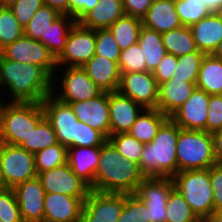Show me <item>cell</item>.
<instances>
[{
	"label": "cell",
	"mask_w": 222,
	"mask_h": 222,
	"mask_svg": "<svg viewBox=\"0 0 222 222\" xmlns=\"http://www.w3.org/2000/svg\"><path fill=\"white\" fill-rule=\"evenodd\" d=\"M189 28L198 50L212 54L222 40V12H213Z\"/></svg>",
	"instance_id": "22"
},
{
	"label": "cell",
	"mask_w": 222,
	"mask_h": 222,
	"mask_svg": "<svg viewBox=\"0 0 222 222\" xmlns=\"http://www.w3.org/2000/svg\"><path fill=\"white\" fill-rule=\"evenodd\" d=\"M44 5L56 9L60 14L69 15V0H43Z\"/></svg>",
	"instance_id": "53"
},
{
	"label": "cell",
	"mask_w": 222,
	"mask_h": 222,
	"mask_svg": "<svg viewBox=\"0 0 222 222\" xmlns=\"http://www.w3.org/2000/svg\"><path fill=\"white\" fill-rule=\"evenodd\" d=\"M59 143L57 135L51 123L44 118L35 129H32L27 139H24L19 147L35 154L42 149Z\"/></svg>",
	"instance_id": "34"
},
{
	"label": "cell",
	"mask_w": 222,
	"mask_h": 222,
	"mask_svg": "<svg viewBox=\"0 0 222 222\" xmlns=\"http://www.w3.org/2000/svg\"><path fill=\"white\" fill-rule=\"evenodd\" d=\"M210 95L196 88L170 118L182 129L206 131Z\"/></svg>",
	"instance_id": "18"
},
{
	"label": "cell",
	"mask_w": 222,
	"mask_h": 222,
	"mask_svg": "<svg viewBox=\"0 0 222 222\" xmlns=\"http://www.w3.org/2000/svg\"><path fill=\"white\" fill-rule=\"evenodd\" d=\"M137 43L145 54L146 71L153 72L167 54L161 34L143 26Z\"/></svg>",
	"instance_id": "29"
},
{
	"label": "cell",
	"mask_w": 222,
	"mask_h": 222,
	"mask_svg": "<svg viewBox=\"0 0 222 222\" xmlns=\"http://www.w3.org/2000/svg\"><path fill=\"white\" fill-rule=\"evenodd\" d=\"M209 177L213 191L214 210L222 209V163L209 168Z\"/></svg>",
	"instance_id": "49"
},
{
	"label": "cell",
	"mask_w": 222,
	"mask_h": 222,
	"mask_svg": "<svg viewBox=\"0 0 222 222\" xmlns=\"http://www.w3.org/2000/svg\"><path fill=\"white\" fill-rule=\"evenodd\" d=\"M99 157L100 147H68L67 163L73 173L90 187L95 182Z\"/></svg>",
	"instance_id": "25"
},
{
	"label": "cell",
	"mask_w": 222,
	"mask_h": 222,
	"mask_svg": "<svg viewBox=\"0 0 222 222\" xmlns=\"http://www.w3.org/2000/svg\"><path fill=\"white\" fill-rule=\"evenodd\" d=\"M43 5V0H19L9 8L19 24L24 28Z\"/></svg>",
	"instance_id": "46"
},
{
	"label": "cell",
	"mask_w": 222,
	"mask_h": 222,
	"mask_svg": "<svg viewBox=\"0 0 222 222\" xmlns=\"http://www.w3.org/2000/svg\"><path fill=\"white\" fill-rule=\"evenodd\" d=\"M176 157L178 172L208 169L216 164L211 133L180 128Z\"/></svg>",
	"instance_id": "5"
},
{
	"label": "cell",
	"mask_w": 222,
	"mask_h": 222,
	"mask_svg": "<svg viewBox=\"0 0 222 222\" xmlns=\"http://www.w3.org/2000/svg\"><path fill=\"white\" fill-rule=\"evenodd\" d=\"M204 56L203 52H191L177 57V67L171 79L196 83Z\"/></svg>",
	"instance_id": "36"
},
{
	"label": "cell",
	"mask_w": 222,
	"mask_h": 222,
	"mask_svg": "<svg viewBox=\"0 0 222 222\" xmlns=\"http://www.w3.org/2000/svg\"><path fill=\"white\" fill-rule=\"evenodd\" d=\"M79 121L110 137L109 92L102 91L97 97L87 101L67 103Z\"/></svg>",
	"instance_id": "16"
},
{
	"label": "cell",
	"mask_w": 222,
	"mask_h": 222,
	"mask_svg": "<svg viewBox=\"0 0 222 222\" xmlns=\"http://www.w3.org/2000/svg\"><path fill=\"white\" fill-rule=\"evenodd\" d=\"M0 188H2L1 142H0Z\"/></svg>",
	"instance_id": "58"
},
{
	"label": "cell",
	"mask_w": 222,
	"mask_h": 222,
	"mask_svg": "<svg viewBox=\"0 0 222 222\" xmlns=\"http://www.w3.org/2000/svg\"><path fill=\"white\" fill-rule=\"evenodd\" d=\"M195 89L196 83L175 79L160 84L157 109L170 117L190 98Z\"/></svg>",
	"instance_id": "24"
},
{
	"label": "cell",
	"mask_w": 222,
	"mask_h": 222,
	"mask_svg": "<svg viewBox=\"0 0 222 222\" xmlns=\"http://www.w3.org/2000/svg\"><path fill=\"white\" fill-rule=\"evenodd\" d=\"M172 181L196 216L201 221H207L214 211L209 168L177 172Z\"/></svg>",
	"instance_id": "6"
},
{
	"label": "cell",
	"mask_w": 222,
	"mask_h": 222,
	"mask_svg": "<svg viewBox=\"0 0 222 222\" xmlns=\"http://www.w3.org/2000/svg\"><path fill=\"white\" fill-rule=\"evenodd\" d=\"M24 35V28L19 24L9 7H0V50Z\"/></svg>",
	"instance_id": "38"
},
{
	"label": "cell",
	"mask_w": 222,
	"mask_h": 222,
	"mask_svg": "<svg viewBox=\"0 0 222 222\" xmlns=\"http://www.w3.org/2000/svg\"><path fill=\"white\" fill-rule=\"evenodd\" d=\"M184 196L175 188L170 192L166 205V222H200Z\"/></svg>",
	"instance_id": "35"
},
{
	"label": "cell",
	"mask_w": 222,
	"mask_h": 222,
	"mask_svg": "<svg viewBox=\"0 0 222 222\" xmlns=\"http://www.w3.org/2000/svg\"><path fill=\"white\" fill-rule=\"evenodd\" d=\"M45 118L51 123L58 142L68 147H77L78 119L69 104L52 94L41 102Z\"/></svg>",
	"instance_id": "9"
},
{
	"label": "cell",
	"mask_w": 222,
	"mask_h": 222,
	"mask_svg": "<svg viewBox=\"0 0 222 222\" xmlns=\"http://www.w3.org/2000/svg\"><path fill=\"white\" fill-rule=\"evenodd\" d=\"M37 177L40 179L45 193L87 198L91 191L90 186L73 173L68 163L39 173Z\"/></svg>",
	"instance_id": "15"
},
{
	"label": "cell",
	"mask_w": 222,
	"mask_h": 222,
	"mask_svg": "<svg viewBox=\"0 0 222 222\" xmlns=\"http://www.w3.org/2000/svg\"><path fill=\"white\" fill-rule=\"evenodd\" d=\"M178 59L175 55L167 53L160 64L152 72L154 78L156 79L158 85L169 81L177 67Z\"/></svg>",
	"instance_id": "48"
},
{
	"label": "cell",
	"mask_w": 222,
	"mask_h": 222,
	"mask_svg": "<svg viewBox=\"0 0 222 222\" xmlns=\"http://www.w3.org/2000/svg\"><path fill=\"white\" fill-rule=\"evenodd\" d=\"M142 27L143 25L141 19L124 15L113 23L108 29L112 33L114 39L119 45L120 50L122 51L138 42Z\"/></svg>",
	"instance_id": "32"
},
{
	"label": "cell",
	"mask_w": 222,
	"mask_h": 222,
	"mask_svg": "<svg viewBox=\"0 0 222 222\" xmlns=\"http://www.w3.org/2000/svg\"><path fill=\"white\" fill-rule=\"evenodd\" d=\"M161 38L166 52L176 57L191 52H201L197 48L189 26L182 25L179 28L162 33Z\"/></svg>",
	"instance_id": "31"
},
{
	"label": "cell",
	"mask_w": 222,
	"mask_h": 222,
	"mask_svg": "<svg viewBox=\"0 0 222 222\" xmlns=\"http://www.w3.org/2000/svg\"><path fill=\"white\" fill-rule=\"evenodd\" d=\"M144 108L118 91L109 92L110 135L127 133Z\"/></svg>",
	"instance_id": "20"
},
{
	"label": "cell",
	"mask_w": 222,
	"mask_h": 222,
	"mask_svg": "<svg viewBox=\"0 0 222 222\" xmlns=\"http://www.w3.org/2000/svg\"><path fill=\"white\" fill-rule=\"evenodd\" d=\"M117 91L144 109H157L159 85L150 71L121 73Z\"/></svg>",
	"instance_id": "13"
},
{
	"label": "cell",
	"mask_w": 222,
	"mask_h": 222,
	"mask_svg": "<svg viewBox=\"0 0 222 222\" xmlns=\"http://www.w3.org/2000/svg\"><path fill=\"white\" fill-rule=\"evenodd\" d=\"M77 21L67 15L61 14L46 31V47L49 52L57 59L66 46L67 37Z\"/></svg>",
	"instance_id": "30"
},
{
	"label": "cell",
	"mask_w": 222,
	"mask_h": 222,
	"mask_svg": "<svg viewBox=\"0 0 222 222\" xmlns=\"http://www.w3.org/2000/svg\"><path fill=\"white\" fill-rule=\"evenodd\" d=\"M124 15L122 0H99L78 23L88 29H107Z\"/></svg>",
	"instance_id": "26"
},
{
	"label": "cell",
	"mask_w": 222,
	"mask_h": 222,
	"mask_svg": "<svg viewBox=\"0 0 222 222\" xmlns=\"http://www.w3.org/2000/svg\"><path fill=\"white\" fill-rule=\"evenodd\" d=\"M207 8L213 12H222V0H200Z\"/></svg>",
	"instance_id": "54"
},
{
	"label": "cell",
	"mask_w": 222,
	"mask_h": 222,
	"mask_svg": "<svg viewBox=\"0 0 222 222\" xmlns=\"http://www.w3.org/2000/svg\"><path fill=\"white\" fill-rule=\"evenodd\" d=\"M169 117L158 109H144L127 132L142 143H150Z\"/></svg>",
	"instance_id": "28"
},
{
	"label": "cell",
	"mask_w": 222,
	"mask_h": 222,
	"mask_svg": "<svg viewBox=\"0 0 222 222\" xmlns=\"http://www.w3.org/2000/svg\"><path fill=\"white\" fill-rule=\"evenodd\" d=\"M96 50L95 30L82 27L78 22L71 29L66 46L56 59L57 67H82Z\"/></svg>",
	"instance_id": "11"
},
{
	"label": "cell",
	"mask_w": 222,
	"mask_h": 222,
	"mask_svg": "<svg viewBox=\"0 0 222 222\" xmlns=\"http://www.w3.org/2000/svg\"><path fill=\"white\" fill-rule=\"evenodd\" d=\"M19 0H0V7H11Z\"/></svg>",
	"instance_id": "57"
},
{
	"label": "cell",
	"mask_w": 222,
	"mask_h": 222,
	"mask_svg": "<svg viewBox=\"0 0 222 222\" xmlns=\"http://www.w3.org/2000/svg\"><path fill=\"white\" fill-rule=\"evenodd\" d=\"M213 138L214 155L217 163H222V129L211 133Z\"/></svg>",
	"instance_id": "52"
},
{
	"label": "cell",
	"mask_w": 222,
	"mask_h": 222,
	"mask_svg": "<svg viewBox=\"0 0 222 222\" xmlns=\"http://www.w3.org/2000/svg\"><path fill=\"white\" fill-rule=\"evenodd\" d=\"M207 222H222V209L214 210Z\"/></svg>",
	"instance_id": "55"
},
{
	"label": "cell",
	"mask_w": 222,
	"mask_h": 222,
	"mask_svg": "<svg viewBox=\"0 0 222 222\" xmlns=\"http://www.w3.org/2000/svg\"><path fill=\"white\" fill-rule=\"evenodd\" d=\"M107 140L102 132L78 120L77 147H101Z\"/></svg>",
	"instance_id": "45"
},
{
	"label": "cell",
	"mask_w": 222,
	"mask_h": 222,
	"mask_svg": "<svg viewBox=\"0 0 222 222\" xmlns=\"http://www.w3.org/2000/svg\"><path fill=\"white\" fill-rule=\"evenodd\" d=\"M196 88L209 95H222V59L205 54L196 82Z\"/></svg>",
	"instance_id": "27"
},
{
	"label": "cell",
	"mask_w": 222,
	"mask_h": 222,
	"mask_svg": "<svg viewBox=\"0 0 222 222\" xmlns=\"http://www.w3.org/2000/svg\"><path fill=\"white\" fill-rule=\"evenodd\" d=\"M222 129V95H210L206 132L213 133Z\"/></svg>",
	"instance_id": "47"
},
{
	"label": "cell",
	"mask_w": 222,
	"mask_h": 222,
	"mask_svg": "<svg viewBox=\"0 0 222 222\" xmlns=\"http://www.w3.org/2000/svg\"><path fill=\"white\" fill-rule=\"evenodd\" d=\"M175 8L184 26H191L212 13L200 0H175Z\"/></svg>",
	"instance_id": "39"
},
{
	"label": "cell",
	"mask_w": 222,
	"mask_h": 222,
	"mask_svg": "<svg viewBox=\"0 0 222 222\" xmlns=\"http://www.w3.org/2000/svg\"><path fill=\"white\" fill-rule=\"evenodd\" d=\"M0 88L9 90L10 102L41 103L53 92V78L40 66L0 55Z\"/></svg>",
	"instance_id": "1"
},
{
	"label": "cell",
	"mask_w": 222,
	"mask_h": 222,
	"mask_svg": "<svg viewBox=\"0 0 222 222\" xmlns=\"http://www.w3.org/2000/svg\"><path fill=\"white\" fill-rule=\"evenodd\" d=\"M82 68L101 91L116 92L118 90L121 73L116 61L94 55Z\"/></svg>",
	"instance_id": "21"
},
{
	"label": "cell",
	"mask_w": 222,
	"mask_h": 222,
	"mask_svg": "<svg viewBox=\"0 0 222 222\" xmlns=\"http://www.w3.org/2000/svg\"><path fill=\"white\" fill-rule=\"evenodd\" d=\"M23 222H44L45 190L38 177L13 188Z\"/></svg>",
	"instance_id": "17"
},
{
	"label": "cell",
	"mask_w": 222,
	"mask_h": 222,
	"mask_svg": "<svg viewBox=\"0 0 222 222\" xmlns=\"http://www.w3.org/2000/svg\"><path fill=\"white\" fill-rule=\"evenodd\" d=\"M146 177L139 164L124 159L115 146L107 140L100 147V157L95 174L93 191L134 194Z\"/></svg>",
	"instance_id": "2"
},
{
	"label": "cell",
	"mask_w": 222,
	"mask_h": 222,
	"mask_svg": "<svg viewBox=\"0 0 222 222\" xmlns=\"http://www.w3.org/2000/svg\"><path fill=\"white\" fill-rule=\"evenodd\" d=\"M0 55L3 58L11 61H17L23 64H33L42 67L53 78V88L58 89L56 84H60V82L55 81L60 79V77L59 75H55L57 69L56 59L49 52V49L40 41L30 39L29 37L23 35L13 43L3 47L0 50Z\"/></svg>",
	"instance_id": "7"
},
{
	"label": "cell",
	"mask_w": 222,
	"mask_h": 222,
	"mask_svg": "<svg viewBox=\"0 0 222 222\" xmlns=\"http://www.w3.org/2000/svg\"><path fill=\"white\" fill-rule=\"evenodd\" d=\"M125 15L142 20L153 3L152 0H122Z\"/></svg>",
	"instance_id": "50"
},
{
	"label": "cell",
	"mask_w": 222,
	"mask_h": 222,
	"mask_svg": "<svg viewBox=\"0 0 222 222\" xmlns=\"http://www.w3.org/2000/svg\"><path fill=\"white\" fill-rule=\"evenodd\" d=\"M124 207V194L91 190L83 203L79 222H117Z\"/></svg>",
	"instance_id": "14"
},
{
	"label": "cell",
	"mask_w": 222,
	"mask_h": 222,
	"mask_svg": "<svg viewBox=\"0 0 222 222\" xmlns=\"http://www.w3.org/2000/svg\"><path fill=\"white\" fill-rule=\"evenodd\" d=\"M0 220L4 222H23L12 188H0Z\"/></svg>",
	"instance_id": "44"
},
{
	"label": "cell",
	"mask_w": 222,
	"mask_h": 222,
	"mask_svg": "<svg viewBox=\"0 0 222 222\" xmlns=\"http://www.w3.org/2000/svg\"><path fill=\"white\" fill-rule=\"evenodd\" d=\"M212 54L215 57L222 59V40L219 42L216 50Z\"/></svg>",
	"instance_id": "56"
},
{
	"label": "cell",
	"mask_w": 222,
	"mask_h": 222,
	"mask_svg": "<svg viewBox=\"0 0 222 222\" xmlns=\"http://www.w3.org/2000/svg\"><path fill=\"white\" fill-rule=\"evenodd\" d=\"M95 36H96L95 55H100L109 60L116 61L118 63L121 50L110 30L108 28L96 29Z\"/></svg>",
	"instance_id": "43"
},
{
	"label": "cell",
	"mask_w": 222,
	"mask_h": 222,
	"mask_svg": "<svg viewBox=\"0 0 222 222\" xmlns=\"http://www.w3.org/2000/svg\"><path fill=\"white\" fill-rule=\"evenodd\" d=\"M56 71L59 75L61 72L59 81L62 82L58 85L60 91L53 88L52 95L63 103L87 101L102 92L82 67H65L62 70L57 67Z\"/></svg>",
	"instance_id": "10"
},
{
	"label": "cell",
	"mask_w": 222,
	"mask_h": 222,
	"mask_svg": "<svg viewBox=\"0 0 222 222\" xmlns=\"http://www.w3.org/2000/svg\"><path fill=\"white\" fill-rule=\"evenodd\" d=\"M99 0H69V16L77 22L90 10H92Z\"/></svg>",
	"instance_id": "51"
},
{
	"label": "cell",
	"mask_w": 222,
	"mask_h": 222,
	"mask_svg": "<svg viewBox=\"0 0 222 222\" xmlns=\"http://www.w3.org/2000/svg\"><path fill=\"white\" fill-rule=\"evenodd\" d=\"M117 222H149L148 209L135 194H124V207Z\"/></svg>",
	"instance_id": "42"
},
{
	"label": "cell",
	"mask_w": 222,
	"mask_h": 222,
	"mask_svg": "<svg viewBox=\"0 0 222 222\" xmlns=\"http://www.w3.org/2000/svg\"><path fill=\"white\" fill-rule=\"evenodd\" d=\"M174 189L172 178L146 177L134 193L148 209L149 222H166V205Z\"/></svg>",
	"instance_id": "12"
},
{
	"label": "cell",
	"mask_w": 222,
	"mask_h": 222,
	"mask_svg": "<svg viewBox=\"0 0 222 222\" xmlns=\"http://www.w3.org/2000/svg\"><path fill=\"white\" fill-rule=\"evenodd\" d=\"M180 127L169 117L150 143H145L139 168L145 177L172 178L178 172L176 144Z\"/></svg>",
	"instance_id": "3"
},
{
	"label": "cell",
	"mask_w": 222,
	"mask_h": 222,
	"mask_svg": "<svg viewBox=\"0 0 222 222\" xmlns=\"http://www.w3.org/2000/svg\"><path fill=\"white\" fill-rule=\"evenodd\" d=\"M118 67L120 73L146 71L145 54L138 43L121 51L118 60Z\"/></svg>",
	"instance_id": "41"
},
{
	"label": "cell",
	"mask_w": 222,
	"mask_h": 222,
	"mask_svg": "<svg viewBox=\"0 0 222 222\" xmlns=\"http://www.w3.org/2000/svg\"><path fill=\"white\" fill-rule=\"evenodd\" d=\"M108 140L115 146L124 159H129L139 164L144 143L139 142L129 133L110 135Z\"/></svg>",
	"instance_id": "40"
},
{
	"label": "cell",
	"mask_w": 222,
	"mask_h": 222,
	"mask_svg": "<svg viewBox=\"0 0 222 222\" xmlns=\"http://www.w3.org/2000/svg\"><path fill=\"white\" fill-rule=\"evenodd\" d=\"M60 15L56 9L43 5L24 27V35L30 39L38 40L46 46V31Z\"/></svg>",
	"instance_id": "33"
},
{
	"label": "cell",
	"mask_w": 222,
	"mask_h": 222,
	"mask_svg": "<svg viewBox=\"0 0 222 222\" xmlns=\"http://www.w3.org/2000/svg\"><path fill=\"white\" fill-rule=\"evenodd\" d=\"M145 28L162 34L182 26L176 12L175 0H159L153 2L142 18Z\"/></svg>",
	"instance_id": "23"
},
{
	"label": "cell",
	"mask_w": 222,
	"mask_h": 222,
	"mask_svg": "<svg viewBox=\"0 0 222 222\" xmlns=\"http://www.w3.org/2000/svg\"><path fill=\"white\" fill-rule=\"evenodd\" d=\"M2 187L14 188L37 177L34 154L25 149L1 143Z\"/></svg>",
	"instance_id": "8"
},
{
	"label": "cell",
	"mask_w": 222,
	"mask_h": 222,
	"mask_svg": "<svg viewBox=\"0 0 222 222\" xmlns=\"http://www.w3.org/2000/svg\"><path fill=\"white\" fill-rule=\"evenodd\" d=\"M68 148L60 143L49 146L34 154L37 175L67 163Z\"/></svg>",
	"instance_id": "37"
},
{
	"label": "cell",
	"mask_w": 222,
	"mask_h": 222,
	"mask_svg": "<svg viewBox=\"0 0 222 222\" xmlns=\"http://www.w3.org/2000/svg\"><path fill=\"white\" fill-rule=\"evenodd\" d=\"M86 199L66 194L46 193L44 222H79Z\"/></svg>",
	"instance_id": "19"
},
{
	"label": "cell",
	"mask_w": 222,
	"mask_h": 222,
	"mask_svg": "<svg viewBox=\"0 0 222 222\" xmlns=\"http://www.w3.org/2000/svg\"><path fill=\"white\" fill-rule=\"evenodd\" d=\"M44 118L41 103L6 102L1 99L0 142L19 146Z\"/></svg>",
	"instance_id": "4"
}]
</instances>
